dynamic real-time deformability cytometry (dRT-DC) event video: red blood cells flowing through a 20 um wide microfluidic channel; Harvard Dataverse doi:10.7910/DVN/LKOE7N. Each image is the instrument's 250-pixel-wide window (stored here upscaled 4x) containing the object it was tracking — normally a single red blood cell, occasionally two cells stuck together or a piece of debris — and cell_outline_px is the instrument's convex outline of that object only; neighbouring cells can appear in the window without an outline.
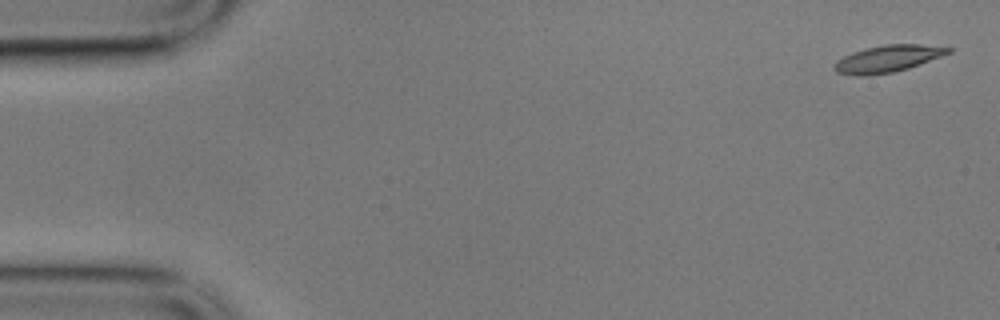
{"species": "common noctule bat (a hibernating species)", "species_latin": "Nyctalus noctula", "temperature_condition": "cold", "stored_images_in_passage": 4, "camera_frame_rate_fps": 3000, "um_per_image_px": 0.085, "animal": {"sex": "male", "body_mass_g": 17.9}, "frame": {"image": 1, "passage_image": 1, "time_ms": 0.0, "image_size_px": [1000, 320], "cell_outline_px": [[952, 52], [920, 64], [908, 68], [892, 72], [868, 76], [856, 76], [836, 72], [832, 68], [836, 60], [852, 52], [864, 48], [884, 44], [920, 44], [952, 48]], "centroid_in_image_um": [75.41, 4.99], "position_along_channel_um": 9.6, "area_um2": 17.98}}
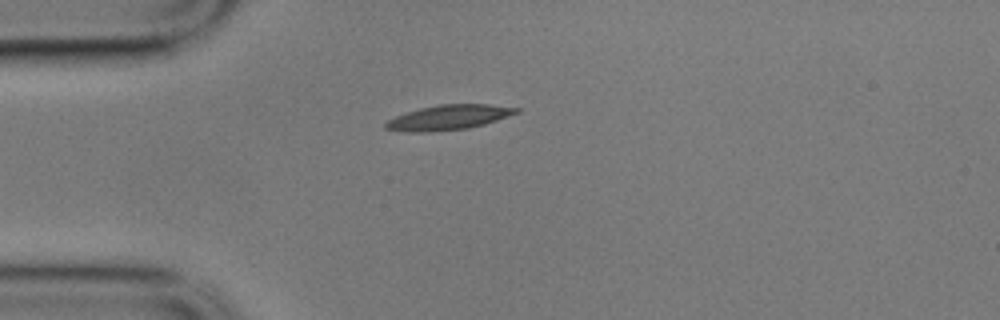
{"frame": {"image": 2, "passage_image": 4, "time_ms": 1.0, "image_size_px": [1000, 320], "cell_outline_px": [[520, 112], [484, 124], [468, 128], [424, 132], [400, 132], [384, 128], [384, 124], [388, 120], [396, 116], [420, 108], [440, 104], [488, 104], [520, 108]], "centroid_in_image_um": [38.12, 9.98], "position_along_channel_um": 46.9, "area_um2": 18.84}}